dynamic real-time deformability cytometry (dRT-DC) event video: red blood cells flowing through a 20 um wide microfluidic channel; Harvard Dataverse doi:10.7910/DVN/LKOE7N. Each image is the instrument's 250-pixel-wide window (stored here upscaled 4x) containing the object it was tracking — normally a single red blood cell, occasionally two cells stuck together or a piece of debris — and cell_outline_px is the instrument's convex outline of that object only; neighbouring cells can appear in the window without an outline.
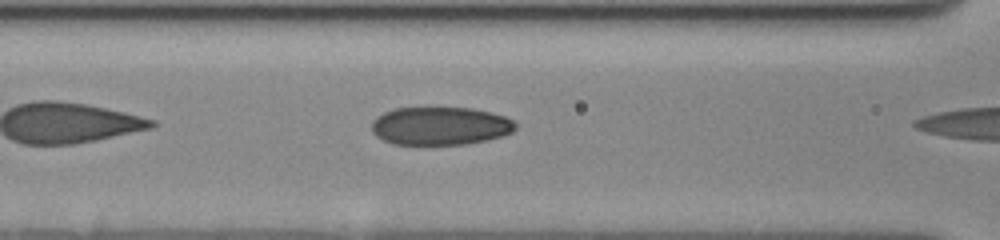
{"species": "human", "species_latin": "Homo sapiens", "temperature_condition": "cold", "stored_images_in_passage": 10, "camera_frame_rate_fps": 3000, "um_per_image_px": 0.085, "donor": {"sex": "female"}, "frame": {"image": 1, "passage_image": 5, "time_ms": 1.333, "image_size_px": [1000, 240], "cell_outline_px": [[516, 128], [512, 132], [504, 136], [488, 140], [468, 144], [392, 144], [376, 136], [372, 132], [372, 120], [376, 116], [384, 112], [396, 108], [428, 104], [472, 108], [504, 116], [512, 120], [516, 124]], "centroid_in_image_um": [37.39, 10.66], "position_along_channel_um": 129.2, "area_um2": 33.12}}
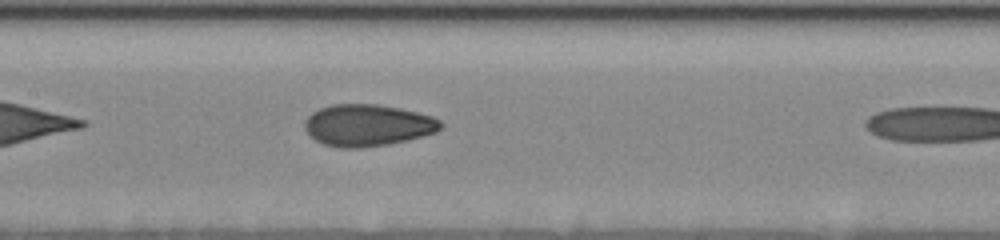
{"frame": {"image": 2, "passage_image": 9, "time_ms": 2.667, "image_size_px": [1000, 240], "cell_outline_px": [[444, 124], [436, 132], [408, 140], [388, 144], [360, 148], [340, 148], [324, 144], [316, 140], [304, 128], [304, 124], [308, 116], [312, 112], [320, 108], [332, 104], [376, 104], [400, 108], [432, 116], [440, 120]], "centroid_in_image_um": [31.25, 10.64], "position_along_channel_um": 176.1, "area_um2": 33.06}}